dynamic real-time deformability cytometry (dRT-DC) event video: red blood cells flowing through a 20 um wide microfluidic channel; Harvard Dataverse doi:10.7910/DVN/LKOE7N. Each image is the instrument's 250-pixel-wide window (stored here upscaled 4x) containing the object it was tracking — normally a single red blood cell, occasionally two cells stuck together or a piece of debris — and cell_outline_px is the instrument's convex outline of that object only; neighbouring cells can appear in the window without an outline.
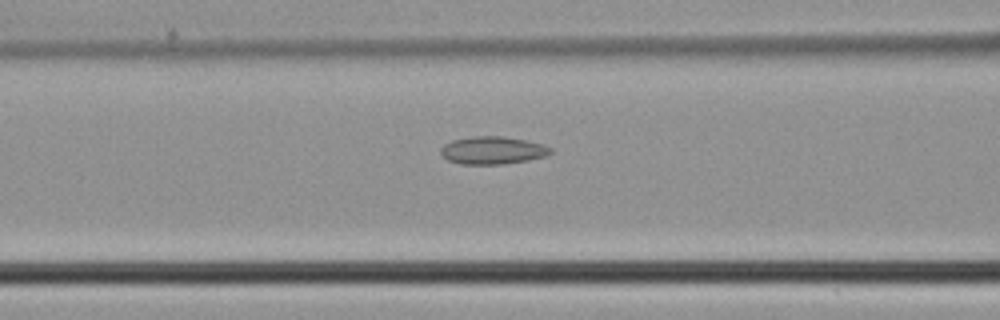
{"species": "common noctule bat (a hibernating species)", "species_latin": "Nyctalus noctula", "temperature_condition": "cold", "stored_images_in_passage": 31, "camera_frame_rate_fps": 3000, "um_per_image_px": 0.085, "animal": {"sex": "male", "body_mass_g": 21.5, "forearm_length_mm": 52.0}, "frame": {"image": 1, "passage_image": 12, "time_ms": 3.667, "image_size_px": [1000, 320], "cell_outline_px": [[552, 152], [544, 156], [528, 160], [504, 164], [460, 164], [448, 160], [440, 152], [440, 148], [444, 144], [452, 140], [472, 136], [500, 136], [524, 140], [544, 144], [552, 148]], "centroid_in_image_um": [41.86, 12.78], "position_along_channel_um": 124.7, "area_um2": 17.69}}
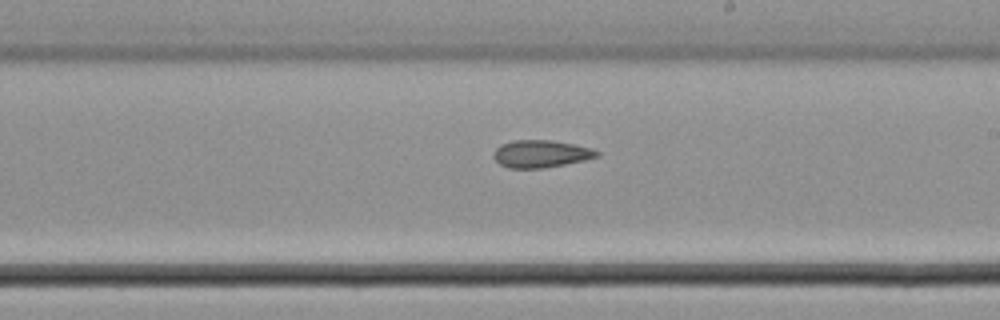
{"frame": {"image": 2, "passage_image": 20, "time_ms": 6.333, "image_size_px": [1000, 320], "cell_outline_px": [[600, 156], [584, 160], [544, 168], [508, 168], [500, 164], [492, 156], [492, 152], [500, 144], [512, 140], [552, 140], [592, 148], [600, 152]], "centroid_in_image_um": [45.95, 13.07], "position_along_channel_um": 243.1, "area_um2": 16.59}}
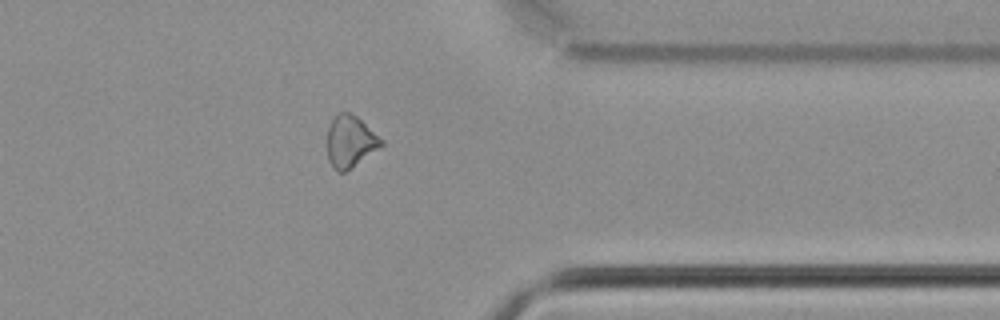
{"frame": {"image": 3, "passage_image": 30, "time_ms": 9.667, "image_size_px": [1000, 320], "cell_outline_px": [[384, 144], [352, 168], [344, 172], [336, 172], [332, 168], [328, 160], [328, 128], [332, 120], [340, 112], [348, 112], [356, 116], [384, 140]], "centroid_in_image_um": [29.77, 12.06], "position_along_channel_um": 381.6, "area_um2": 16.24}}